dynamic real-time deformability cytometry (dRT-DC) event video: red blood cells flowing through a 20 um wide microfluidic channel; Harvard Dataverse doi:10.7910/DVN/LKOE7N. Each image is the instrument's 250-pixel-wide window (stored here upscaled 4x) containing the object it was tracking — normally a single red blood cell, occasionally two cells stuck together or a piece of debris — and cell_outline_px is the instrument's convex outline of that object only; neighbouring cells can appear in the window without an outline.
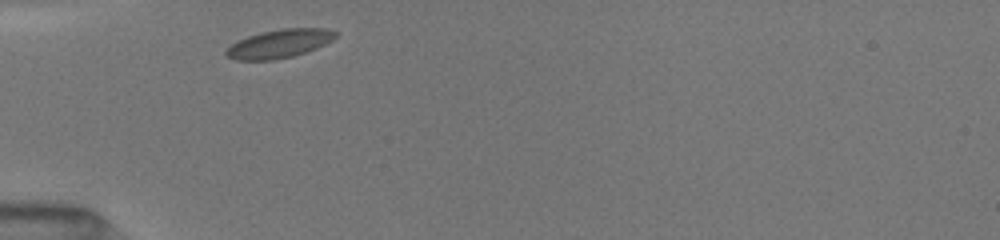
{"species": "common noctule bat (a hibernating species)", "species_latin": "Nyctalus noctula", "temperature_condition": "room temperature", "stored_images_in_passage": 27, "camera_frame_rate_fps": 3000, "um_per_image_px": 0.085, "animal": {"sex": "female", "body_mass_g": 19.5, "forearm_length_mm": 54.1}, "frame": {"image": 1, "passage_image": 1, "time_ms": 0.0, "image_size_px": [1000, 240], "cell_outline_px": [[336, 36], [332, 40], [316, 48], [292, 56], [272, 60], [236, 60], [228, 56], [224, 52], [232, 44], [248, 36], [260, 32], [280, 28], [328, 28], [336, 32]], "centroid_in_image_um": [23.75, 3.7], "position_along_channel_um": 61.3, "area_um2": 17.98}}
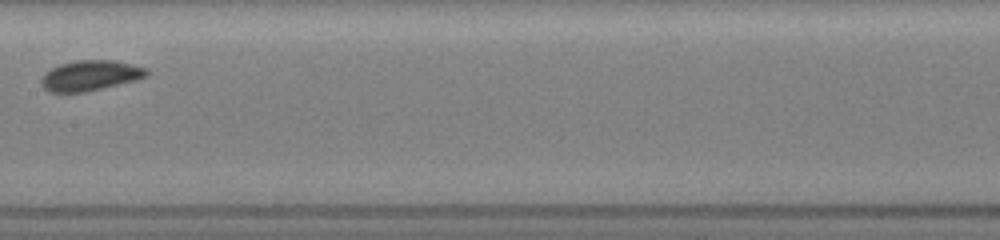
{"frame": {"image": 2, "passage_image": 9, "time_ms": 3.667, "image_size_px": [1000, 240], "cell_outline_px": [[148, 76], [136, 80], [84, 92], [48, 92], [40, 84], [40, 80], [52, 68], [60, 64], [76, 60], [116, 60], [148, 68]], "centroid_in_image_um": [7.7, 6.41], "position_along_channel_um": 199.7, "area_um2": 18.55}}
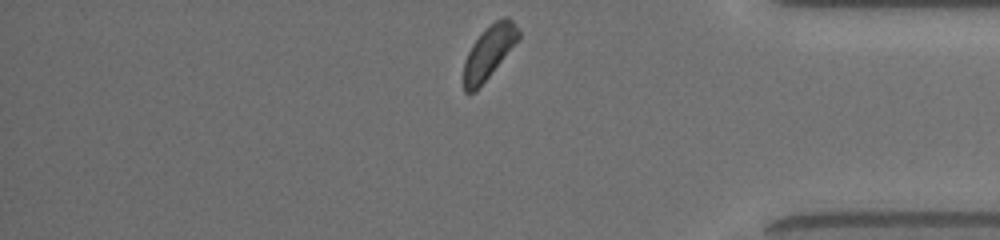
{"frame": {"image": 3, "passage_image": 27, "time_ms": 9.0, "image_size_px": [1000, 240], "cell_outline_px": [[520, 40], [476, 92], [464, 92], [464, 60], [472, 44], [484, 28], [496, 20], [504, 16], [508, 16], [516, 24], [520, 32]], "centroid_in_image_um": [41.59, 4.42], "position_along_channel_um": 393.6, "area_um2": 17.28}}